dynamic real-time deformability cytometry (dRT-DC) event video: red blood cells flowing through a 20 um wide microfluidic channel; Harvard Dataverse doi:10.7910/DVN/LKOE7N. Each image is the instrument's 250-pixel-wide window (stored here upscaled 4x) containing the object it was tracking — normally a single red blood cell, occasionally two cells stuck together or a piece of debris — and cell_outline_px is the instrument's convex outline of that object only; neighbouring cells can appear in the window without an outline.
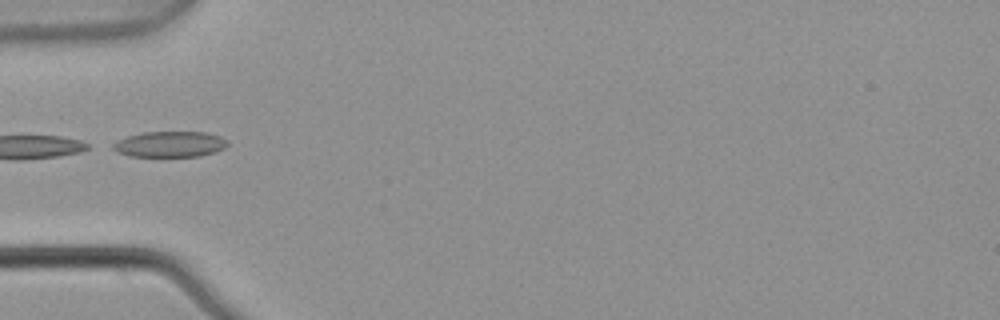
{"species": "common noctule bat (a hibernating species)", "species_latin": "Nyctalus noctula", "temperature_condition": "warm", "stored_images_in_passage": 5, "camera_frame_rate_fps": 3000, "um_per_image_px": 0.085, "animal": {"sex": "male", "body_mass_g": 21.5, "forearm_length_mm": 52.0}, "frame": {"image": 1, "passage_image": 5, "time_ms": 1.333, "image_size_px": [1000, 320], "cell_outline_px": [[228, 144], [224, 148], [216, 152], [200, 156], [128, 156], [116, 152], [112, 148], [112, 144], [116, 140], [128, 136], [144, 132], [208, 132], [220, 136], [228, 140]], "centroid_in_image_um": [14.44, 12.26], "position_along_channel_um": 70.6, "area_um2": 17.34}}